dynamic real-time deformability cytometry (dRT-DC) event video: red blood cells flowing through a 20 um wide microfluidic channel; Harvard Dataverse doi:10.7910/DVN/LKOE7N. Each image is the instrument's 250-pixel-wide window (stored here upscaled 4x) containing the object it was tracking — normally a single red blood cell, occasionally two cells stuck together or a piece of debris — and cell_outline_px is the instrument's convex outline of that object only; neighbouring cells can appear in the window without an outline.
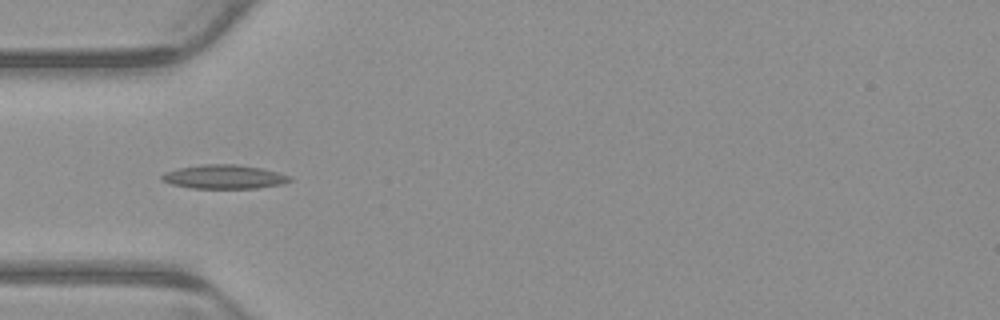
{"species": "common noctule bat (a hibernating species)", "species_latin": "Nyctalus noctula", "temperature_condition": "warm", "stored_images_in_passage": 6, "camera_frame_rate_fps": 3000, "um_per_image_px": 0.085, "animal": {"sex": "male", "body_mass_g": 23.1, "forearm_length_mm": 52.7}, "frame": {"image": 1, "passage_image": 5, "time_ms": 1.333, "image_size_px": [1000, 320], "cell_outline_px": [[292, 180], [284, 184], [256, 188], [192, 188], [172, 184], [160, 180], [160, 176], [164, 172], [180, 168], [204, 164], [236, 164], [260, 168], [292, 176]], "centroid_in_image_um": [19.05, 15.03], "position_along_channel_um": 65.9, "area_um2": 17.8}}
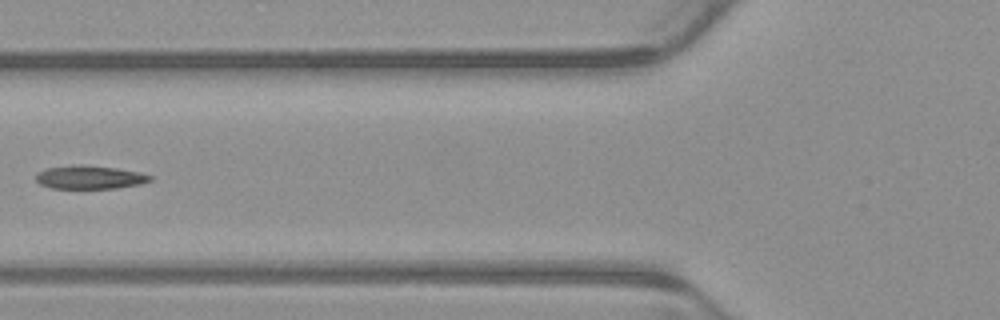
{"frame": {"image": 2, "passage_image": 6, "time_ms": 1.667, "image_size_px": [1000, 320], "cell_outline_px": [[152, 180], [140, 184], [116, 188], [52, 188], [40, 184], [36, 180], [36, 172], [48, 168], [116, 168], [140, 172], [152, 176]], "centroid_in_image_um": [7.68, 15.12], "position_along_channel_um": 118.1, "area_um2": 14.51}}